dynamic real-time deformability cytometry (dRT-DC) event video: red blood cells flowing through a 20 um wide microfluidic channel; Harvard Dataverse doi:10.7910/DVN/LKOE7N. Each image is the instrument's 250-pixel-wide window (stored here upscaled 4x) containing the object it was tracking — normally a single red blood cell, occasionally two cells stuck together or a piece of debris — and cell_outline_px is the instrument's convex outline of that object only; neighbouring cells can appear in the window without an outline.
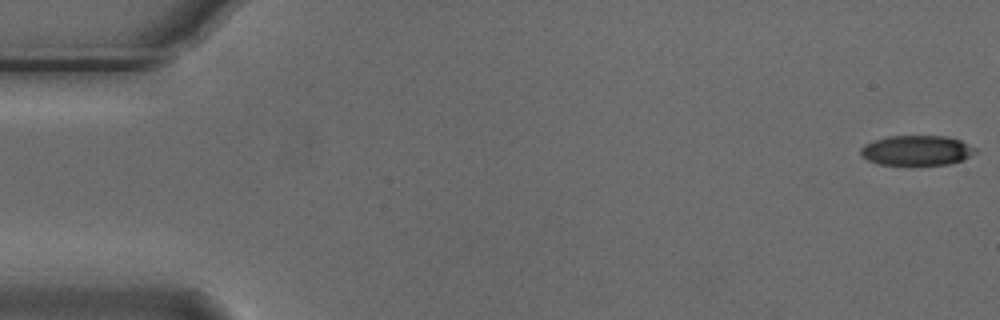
{"species": "Egyptian fruit bat (a non-hibernating species)", "species_latin": "Rousettus aegyptiacus", "temperature_condition": "cold", "stored_images_in_passage": 6, "camera_frame_rate_fps": 3000, "um_per_image_px": 0.085, "animal": {"sex": "male"}, "frame": {"image": 1, "passage_image": 1, "time_ms": 0.0, "image_size_px": [1000, 320], "cell_outline_px": [[976, 152], [964, 160], [948, 164], [912, 168], [908, 168], [880, 164], [868, 160], [860, 156], [860, 148], [864, 144], [872, 140], [888, 136], [948, 136], [960, 140], [976, 148]], "centroid_in_image_um": [77.89, 12.83], "position_along_channel_um": 7.1, "area_um2": 21.1}}
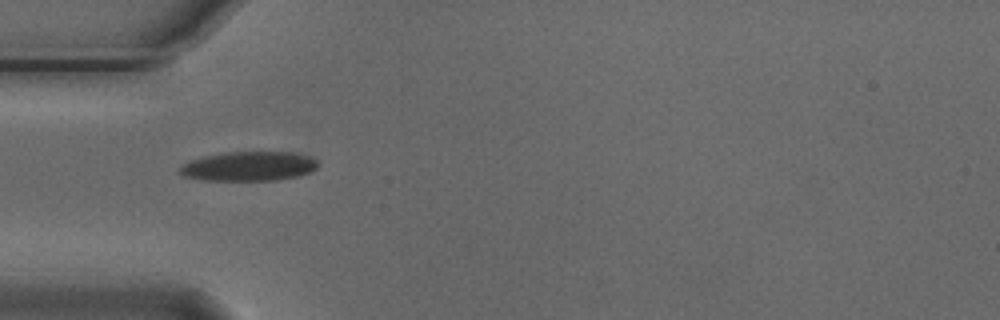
{"frame": {"image": 2, "passage_image": 5, "time_ms": 1.333, "image_size_px": [1000, 320], "cell_outline_px": [[316, 168], [308, 172], [296, 176], [276, 180], [200, 180], [184, 176], [180, 172], [180, 168], [184, 164], [192, 160], [204, 156], [224, 152], [296, 152], [308, 156], [316, 160]], "centroid_in_image_um": [21.13, 14.12], "position_along_channel_um": 63.9, "area_um2": 23.41}}